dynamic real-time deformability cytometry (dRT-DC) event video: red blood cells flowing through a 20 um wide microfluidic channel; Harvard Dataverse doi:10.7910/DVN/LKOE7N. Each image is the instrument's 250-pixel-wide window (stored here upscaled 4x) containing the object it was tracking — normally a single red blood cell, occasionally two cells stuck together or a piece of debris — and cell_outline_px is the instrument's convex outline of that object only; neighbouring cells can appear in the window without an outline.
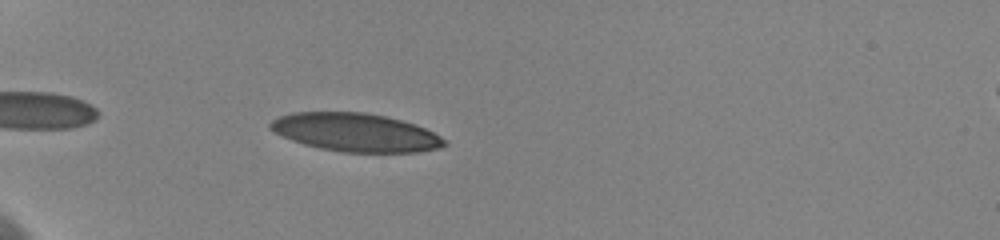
{"species": "human", "species_latin": "Homo sapiens", "temperature_condition": "cold", "stored_images_in_passage": 7, "camera_frame_rate_fps": 3000, "um_per_image_px": 0.085, "donor": {"sex": "female"}, "frame": {"image": 1, "passage_image": 2, "time_ms": 0.667, "image_size_px": [1000, 240], "cell_outline_px": [[448, 144], [440, 148], [420, 152], [344, 152], [320, 148], [304, 144], [292, 140], [268, 128], [268, 124], [272, 120], [280, 116], [292, 112], [364, 112], [384, 116], [416, 124], [440, 136]], "centroid_in_image_um": [30.23, 11.25], "position_along_channel_um": 54.8, "area_um2": 38.67}}